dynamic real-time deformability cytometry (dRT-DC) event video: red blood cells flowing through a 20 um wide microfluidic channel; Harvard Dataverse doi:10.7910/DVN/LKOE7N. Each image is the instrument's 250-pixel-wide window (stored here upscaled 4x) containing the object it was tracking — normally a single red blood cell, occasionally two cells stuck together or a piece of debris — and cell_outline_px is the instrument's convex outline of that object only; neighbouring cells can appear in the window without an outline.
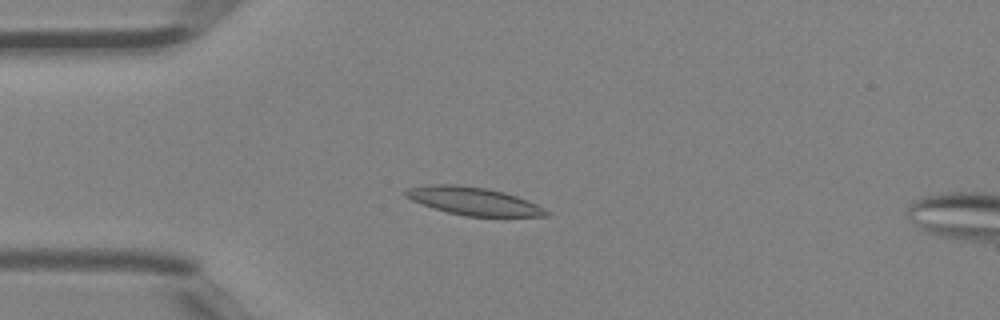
{"species": "Egyptian fruit bat (a non-hibernating species)", "species_latin": "Rousettus aegyptiacus", "temperature_condition": "room temperature", "stored_images_in_passage": 3, "camera_frame_rate_fps": 3000, "um_per_image_px": 0.085, "animal": {"sex": "female"}, "frame": {"image": 1, "passage_image": 2, "time_ms": 0.333, "image_size_px": [1000, 320], "cell_outline_px": [[552, 212], [548, 216], [464, 216], [432, 208], [412, 200], [404, 196], [404, 192], [408, 188], [428, 184], [456, 184], [484, 188], [504, 192], [528, 200]], "centroid_in_image_um": [40.24, 17.09], "position_along_channel_um": 44.8, "area_um2": 22.83}}